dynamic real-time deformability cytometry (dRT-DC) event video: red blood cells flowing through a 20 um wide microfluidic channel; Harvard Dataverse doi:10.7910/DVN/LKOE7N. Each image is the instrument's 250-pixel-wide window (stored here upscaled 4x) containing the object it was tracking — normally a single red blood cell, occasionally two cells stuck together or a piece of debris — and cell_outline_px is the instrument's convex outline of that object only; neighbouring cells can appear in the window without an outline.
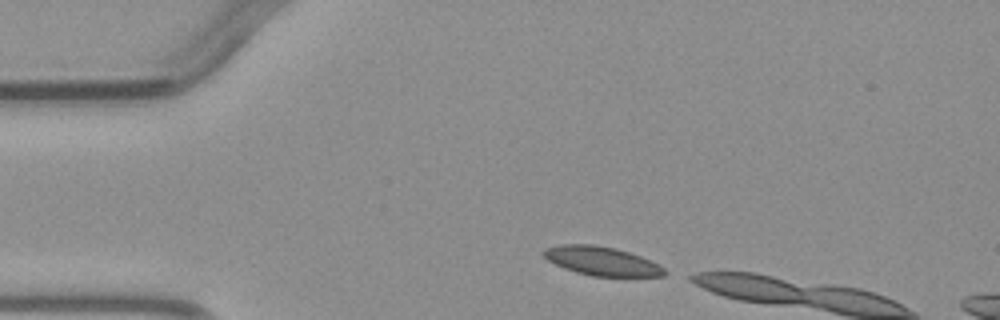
{"species": "common noctule bat (a hibernating species)", "species_latin": "Nyctalus noctula", "temperature_condition": "warm", "stored_images_in_passage": 2, "camera_frame_rate_fps": 3000, "um_per_image_px": 0.085, "animal": {"sex": "male", "body_mass_g": 23.1, "forearm_length_mm": 52.7}, "frame": {"image": 1, "passage_image": 1, "time_ms": 0.0, "image_size_px": [1000, 320], "cell_outline_px": [[668, 272], [664, 276], [592, 276], [576, 272], [564, 268], [548, 260], [540, 252], [544, 248], [560, 244], [596, 244], [616, 248], [652, 260], [664, 268]], "centroid_in_image_um": [51.14, 22.17], "position_along_channel_um": 33.9, "area_um2": 20.46}}